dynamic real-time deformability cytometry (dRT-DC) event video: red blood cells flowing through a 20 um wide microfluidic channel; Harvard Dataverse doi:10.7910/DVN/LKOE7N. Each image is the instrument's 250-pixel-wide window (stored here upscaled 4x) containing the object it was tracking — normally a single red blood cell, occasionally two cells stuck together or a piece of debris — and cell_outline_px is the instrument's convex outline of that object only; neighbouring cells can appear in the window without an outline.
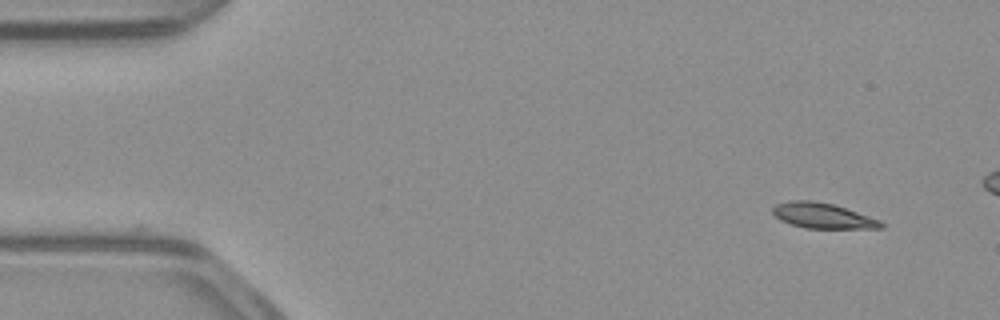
{"species": "common noctule bat (a hibernating species)", "species_latin": "Nyctalus noctula", "temperature_condition": "warm", "stored_images_in_passage": 12, "camera_frame_rate_fps": 3000, "um_per_image_px": 0.085, "animal": {"sex": "male", "body_mass_g": 23.1, "forearm_length_mm": 52.7}, "frame": {"image": 1, "passage_image": 1, "time_ms": 0.0, "image_size_px": [1000, 320], "cell_outline_px": [[884, 228], [804, 228], [780, 220], [772, 212], [772, 208], [776, 204], [788, 200], [812, 200], [832, 204], [880, 220], [884, 224]], "centroid_in_image_um": [69.89, 18.33], "position_along_channel_um": 15.1, "area_um2": 15.84}}